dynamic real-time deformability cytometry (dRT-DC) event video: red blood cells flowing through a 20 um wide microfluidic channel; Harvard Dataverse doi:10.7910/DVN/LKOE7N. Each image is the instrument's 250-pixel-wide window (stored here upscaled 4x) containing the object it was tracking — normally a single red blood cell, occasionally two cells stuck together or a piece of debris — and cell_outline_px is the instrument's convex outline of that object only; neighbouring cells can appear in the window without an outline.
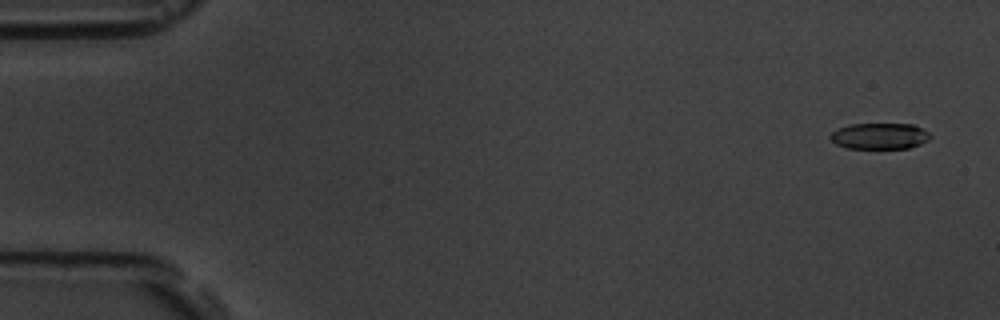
{"species": "common noctule bat (a hibernating species)", "species_latin": "Nyctalus noctula", "temperature_condition": "room temperature", "stored_images_in_passage": 6, "camera_frame_rate_fps": 3000, "um_per_image_px": 0.085, "animal": {"sex": "male", "body_mass_g": 19.5, "forearm_length_mm": 54.6}, "frame": {"image": 1, "passage_image": 1, "time_ms": 0.0, "image_size_px": [1000, 320], "cell_outline_px": [[932, 136], [928, 140], [920, 144], [908, 148], [848, 148], [836, 144], [828, 136], [836, 128], [852, 124], [912, 124], [928, 132]], "centroid_in_image_um": [74.75, 11.56], "position_along_channel_um": 10.3, "area_um2": 15.14}}
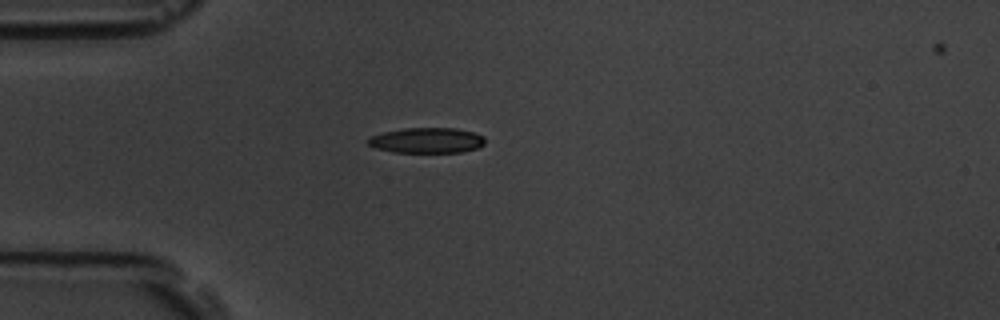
{"frame": {"image": 2, "passage_image": 5, "time_ms": 4.333, "image_size_px": [1000, 320], "cell_outline_px": [[484, 144], [476, 148], [460, 152], [392, 152], [376, 148], [368, 144], [368, 140], [372, 136], [384, 132], [404, 128], [456, 128], [472, 132], [484, 136]], "centroid_in_image_um": [36.28, 11.93], "position_along_channel_um": 48.7, "area_um2": 17.11}}